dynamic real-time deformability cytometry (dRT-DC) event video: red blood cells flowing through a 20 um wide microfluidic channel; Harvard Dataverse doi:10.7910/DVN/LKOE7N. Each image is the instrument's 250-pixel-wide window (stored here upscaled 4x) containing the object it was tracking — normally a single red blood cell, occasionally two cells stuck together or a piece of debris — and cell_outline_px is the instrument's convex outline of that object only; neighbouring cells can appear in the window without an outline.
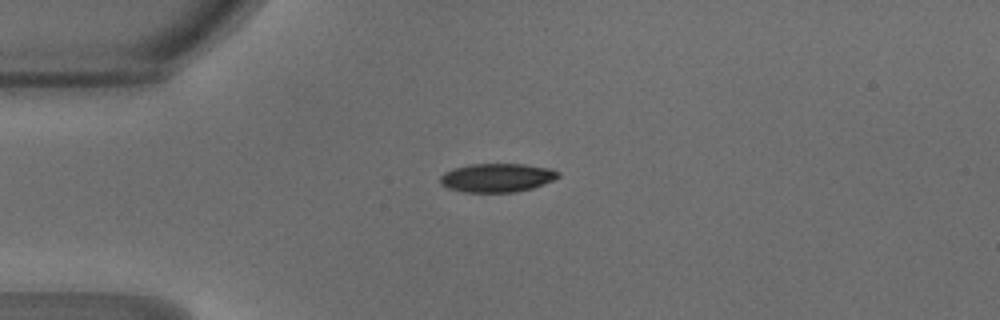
{"species": "common noctule bat (a hibernating species)", "species_latin": "Nyctalus noctula", "temperature_condition": "warm", "stored_images_in_passage": 37, "camera_frame_rate_fps": 3000, "um_per_image_px": 0.085, "animal": {"sex": "male", "body_mass_g": 18.8}, "frame": {"image": 1, "passage_image": 1, "time_ms": 0.0, "image_size_px": [1000, 320], "cell_outline_px": [[560, 176], [552, 180], [532, 188], [516, 192], [464, 192], [448, 188], [440, 184], [440, 176], [444, 172], [452, 168], [468, 164], [524, 164], [552, 168], [560, 172]], "centroid_in_image_um": [42.23, 15.09], "position_along_channel_um": 42.8, "area_um2": 19.88}}
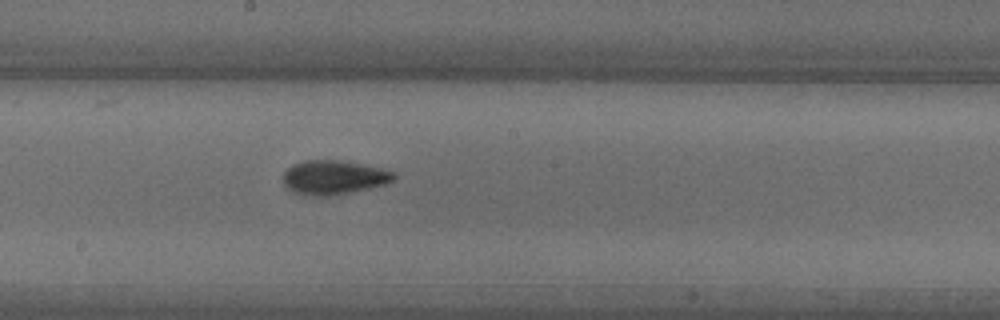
{"frame": {"image": 2, "passage_image": 15, "time_ms": 4.667, "image_size_px": [1000, 320], "cell_outline_px": [[396, 180], [384, 184], [368, 188], [332, 196], [316, 196], [292, 192], [284, 184], [284, 172], [292, 164], [304, 160], [332, 160], [380, 168], [396, 172]], "centroid_in_image_um": [28.36, 15.09], "position_along_channel_um": 219.8, "area_um2": 21.73}}
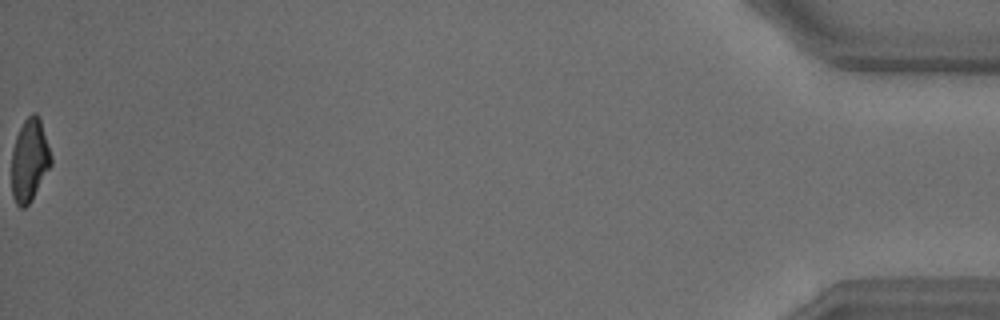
{"frame": {"image": 3, "passage_image": 37, "time_ms": 12.0, "image_size_px": [1000, 320], "cell_outline_px": [[52, 164], [32, 200], [24, 208], [20, 208], [16, 204], [12, 196], [12, 148], [16, 136], [24, 120], [32, 112], [36, 112], [40, 116], [52, 156]], "centroid_in_image_um": [2.52, 13.6], "position_along_channel_um": 432.7, "area_um2": 19.31}, "authors_computed_cell_mechanics": {"area_um2": 20.4034, "velocity_mm_per_s": 4.2582, "shape_relaxation_time_tau1_ms": 3.2004, "shape_relaxation_time_tau2_ms": 2.3311, "deformation_change_tau1": 0.1493, "deformation_change_tau2": 0.0841}}